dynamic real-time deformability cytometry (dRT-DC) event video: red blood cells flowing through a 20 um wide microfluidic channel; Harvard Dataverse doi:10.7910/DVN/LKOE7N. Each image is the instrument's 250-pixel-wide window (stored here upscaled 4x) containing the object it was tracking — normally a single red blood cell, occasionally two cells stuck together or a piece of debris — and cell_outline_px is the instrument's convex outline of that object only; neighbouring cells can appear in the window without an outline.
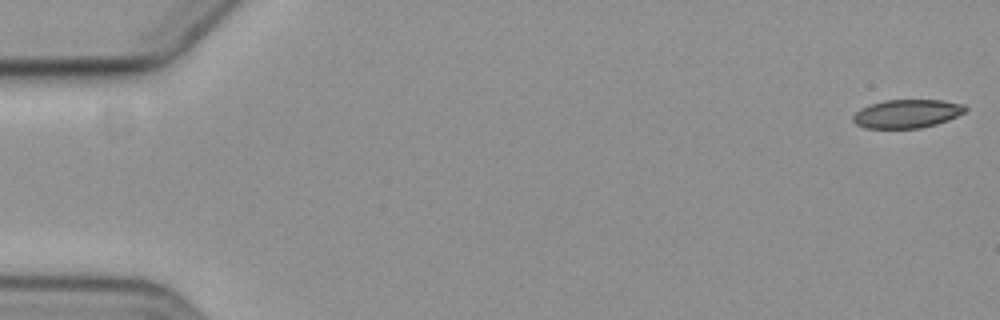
{"species": "common noctule bat (a hibernating species)", "species_latin": "Nyctalus noctula", "temperature_condition": "cold", "stored_images_in_passage": 3, "camera_frame_rate_fps": 3000, "um_per_image_px": 0.085, "animal": {"sex": "female", "body_mass_g": 19.3, "forearm_length_mm": 54.1}, "frame": {"image": 1, "passage_image": 1, "time_ms": 0.0, "image_size_px": [1000, 320], "cell_outline_px": [[968, 108], [964, 112], [948, 120], [936, 124], [920, 128], [864, 128], [856, 124], [852, 120], [852, 116], [860, 108], [884, 100], [944, 100], [964, 104]], "centroid_in_image_um": [77.09, 9.66], "position_along_channel_um": 7.9, "area_um2": 18.67}}